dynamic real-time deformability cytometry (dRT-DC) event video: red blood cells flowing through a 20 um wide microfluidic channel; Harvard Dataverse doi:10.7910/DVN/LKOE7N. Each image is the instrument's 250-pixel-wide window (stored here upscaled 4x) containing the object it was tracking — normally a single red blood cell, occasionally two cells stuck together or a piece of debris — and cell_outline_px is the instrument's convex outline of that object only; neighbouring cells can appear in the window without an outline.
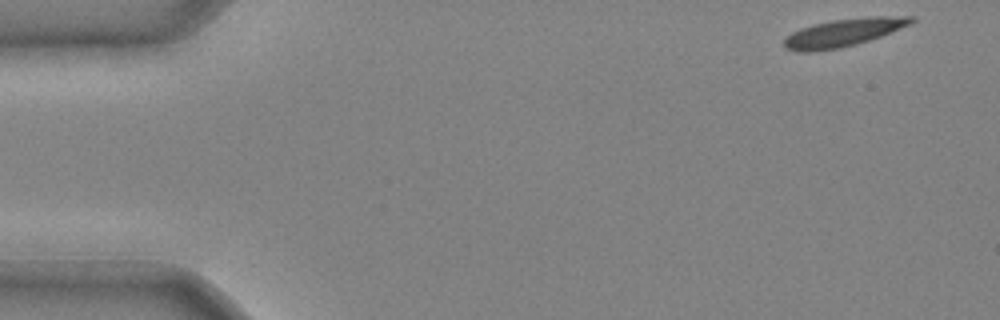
{"species": "common noctule bat (a hibernating species)", "species_latin": "Nyctalus noctula", "temperature_condition": "cold", "stored_images_in_passage": 33, "camera_frame_rate_fps": 3000, "um_per_image_px": 0.085, "animal": {"sex": "male", "body_mass_g": 20.4}, "frame": {"image": 1, "passage_image": 1, "time_ms": 0.0, "image_size_px": [1000, 320], "cell_outline_px": [[916, 20], [912, 24], [880, 36], [856, 44], [840, 48], [812, 52], [796, 52], [784, 48], [784, 40], [792, 32], [800, 28], [832, 20], [868, 16], [916, 16]], "centroid_in_image_um": [71.71, 2.77], "position_along_channel_um": 13.3, "area_um2": 20.69}}
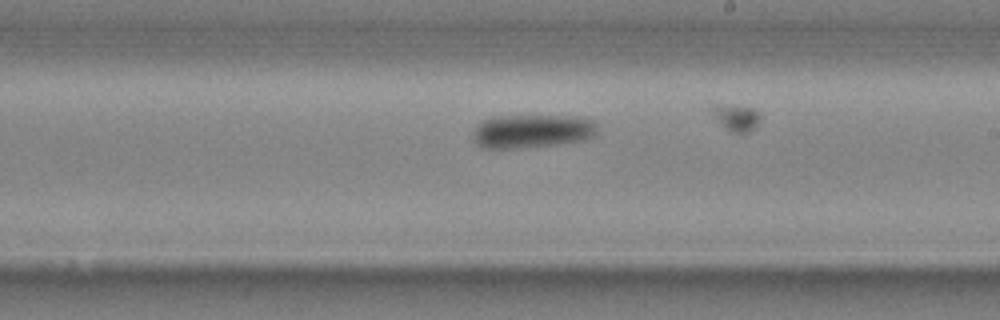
{"frame": {"image": 2, "passage_image": 24, "time_ms": 7.667, "image_size_px": [1000, 320], "cell_outline_px": [[596, 132], [592, 136], [584, 140], [556, 144], [520, 148], [484, 148], [476, 144], [472, 136], [476, 128], [484, 120], [492, 116], [584, 116], [592, 120], [596, 124]], "centroid_in_image_um": [45.23, 11.14], "position_along_channel_um": 243.8, "area_um2": 24.28}}